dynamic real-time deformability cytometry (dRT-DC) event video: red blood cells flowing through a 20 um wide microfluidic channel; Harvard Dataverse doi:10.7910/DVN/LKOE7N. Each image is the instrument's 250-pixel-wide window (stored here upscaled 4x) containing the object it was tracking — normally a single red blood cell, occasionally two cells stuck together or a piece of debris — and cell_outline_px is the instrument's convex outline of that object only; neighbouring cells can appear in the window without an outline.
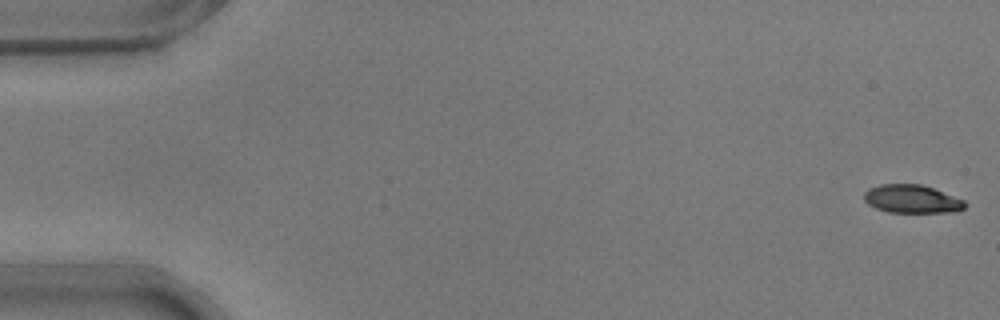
{"species": "common noctule bat (a hibernating species)", "species_latin": "Nyctalus noctula", "temperature_condition": "warm", "stored_images_in_passage": 54, "camera_frame_rate_fps": 3000, "um_per_image_px": 0.085, "animal": {"sex": "male", "body_mass_g": 17.9}, "frame": {"image": 1, "passage_image": 1, "time_ms": 0.0, "image_size_px": [1000, 320], "cell_outline_px": [[968, 204], [960, 212], [888, 212], [876, 208], [868, 204], [864, 200], [864, 192], [868, 188], [880, 184], [920, 184], [932, 188], [964, 200]], "centroid_in_image_um": [77.51, 16.92], "position_along_channel_um": 7.5, "area_um2": 16.65}}
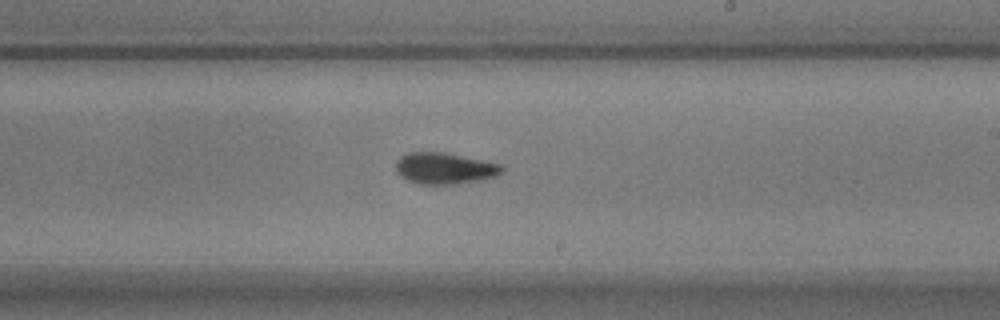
{"frame": {"image": 2, "passage_image": 32, "time_ms": 10.333, "image_size_px": [1000, 320], "cell_outline_px": [[504, 172], [496, 176], [480, 180], [452, 184], [420, 184], [408, 180], [400, 176], [396, 172], [396, 160], [400, 156], [408, 152], [444, 152], [500, 164], [504, 168]], "centroid_in_image_um": [37.77, 14.3], "position_along_channel_um": 251.2, "area_um2": 19.36}}
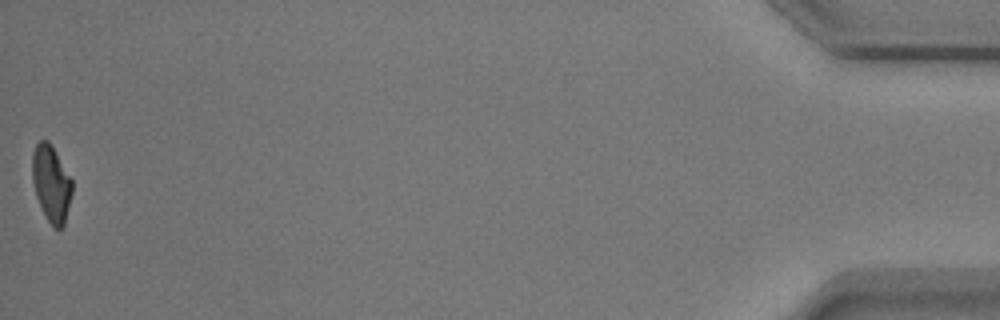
{"frame": {"image": 3, "passage_image": 54, "time_ms": 17.667, "image_size_px": [1000, 320], "cell_outline_px": [[72, 192], [64, 224], [60, 232], [52, 228], [36, 196], [32, 180], [32, 156], [36, 144], [40, 140], [48, 140], [72, 180]], "centroid_in_image_um": [4.35, 15.64], "position_along_channel_um": 430.8, "area_um2": 17.57}, "authors_computed_cell_mechanics": {"area_um2": 18.3804, "velocity_mm_per_s": 3.7563, "shape_relaxation_time_tau1_ms": 4.9083, "shape_relaxation_time_tau2_ms": 4.6843, "deformation_change_tau1": 0.1868, "deformation_change_tau2": 0.1173}}